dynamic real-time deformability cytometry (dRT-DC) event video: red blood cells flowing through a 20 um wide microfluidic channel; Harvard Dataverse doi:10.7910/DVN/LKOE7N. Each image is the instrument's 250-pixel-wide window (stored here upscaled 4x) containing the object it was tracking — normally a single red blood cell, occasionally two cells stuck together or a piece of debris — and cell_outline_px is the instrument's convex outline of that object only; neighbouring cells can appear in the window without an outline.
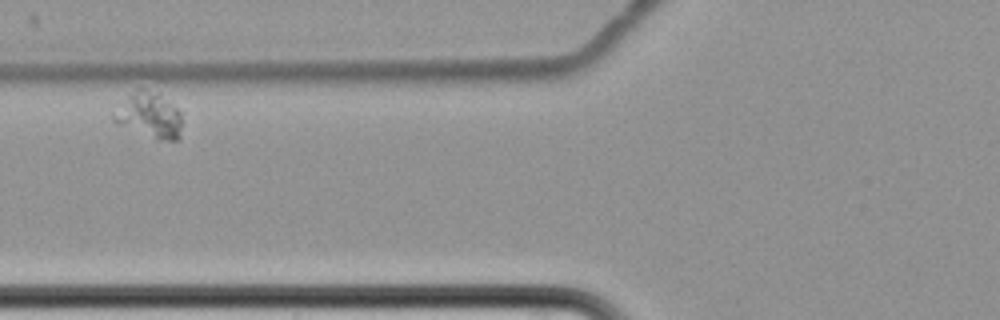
{"species": "common noctule bat (a hibernating species)", "species_latin": "Nyctalus noctula", "temperature_condition": "cold", "stored_images_in_passage": 5, "camera_frame_rate_fps": 3000, "um_per_image_px": 0.085, "animal": {"sex": "female", "body_mass_g": 22.7, "forearm_length_mm": 54.2}, "frame": {"image": 1, "passage_image": 3, "time_ms": 3.333, "image_size_px": [1000, 320], "cell_outline_px": [[180, 136], [176, 140], [156, 140], [116, 124], [112, 120], [112, 116], [128, 96], [136, 88], [144, 88], [160, 92], [180, 112]], "centroid_in_image_um": [12.69, 9.8], "position_along_channel_um": 113.1, "area_um2": 18.09}}
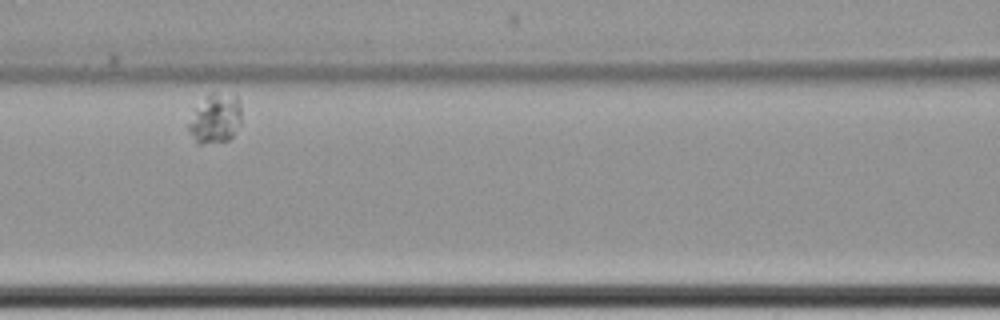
{"frame": {"image": 2, "passage_image": 4, "time_ms": 4.667, "image_size_px": [1000, 320], "cell_outline_px": [[240, 124], [232, 136], [228, 140], [204, 144], [196, 144], [188, 128], [188, 124], [192, 108], [212, 92], [216, 92], [236, 96], [240, 100]], "centroid_in_image_um": [18.26, 10.07], "position_along_channel_um": 148.3, "area_um2": 15.43}}